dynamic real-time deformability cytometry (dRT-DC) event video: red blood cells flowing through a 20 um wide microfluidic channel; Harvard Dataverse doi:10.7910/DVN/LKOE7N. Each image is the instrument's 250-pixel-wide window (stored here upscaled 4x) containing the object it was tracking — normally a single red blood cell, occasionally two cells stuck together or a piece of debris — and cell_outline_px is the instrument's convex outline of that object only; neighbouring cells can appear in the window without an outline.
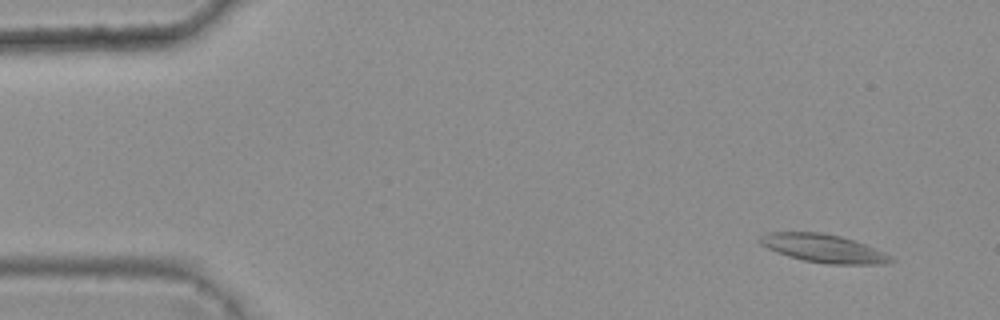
{"species": "common noctule bat (a hibernating species)", "species_latin": "Nyctalus noctula", "temperature_condition": "warm", "stored_images_in_passage": 5, "camera_frame_rate_fps": 3000, "um_per_image_px": 0.085, "animal": {"sex": "female", "body_mass_g": 25.1}, "frame": {"image": 1, "passage_image": 1, "time_ms": 0.0, "image_size_px": [1000, 320], "cell_outline_px": [[896, 260], [884, 264], [828, 264], [804, 260], [788, 256], [776, 252], [760, 244], [760, 236], [764, 232], [820, 232], [840, 236], [864, 244], [892, 256]], "centroid_in_image_um": [69.98, 21.11], "position_along_channel_um": 15.0, "area_um2": 21.39}}